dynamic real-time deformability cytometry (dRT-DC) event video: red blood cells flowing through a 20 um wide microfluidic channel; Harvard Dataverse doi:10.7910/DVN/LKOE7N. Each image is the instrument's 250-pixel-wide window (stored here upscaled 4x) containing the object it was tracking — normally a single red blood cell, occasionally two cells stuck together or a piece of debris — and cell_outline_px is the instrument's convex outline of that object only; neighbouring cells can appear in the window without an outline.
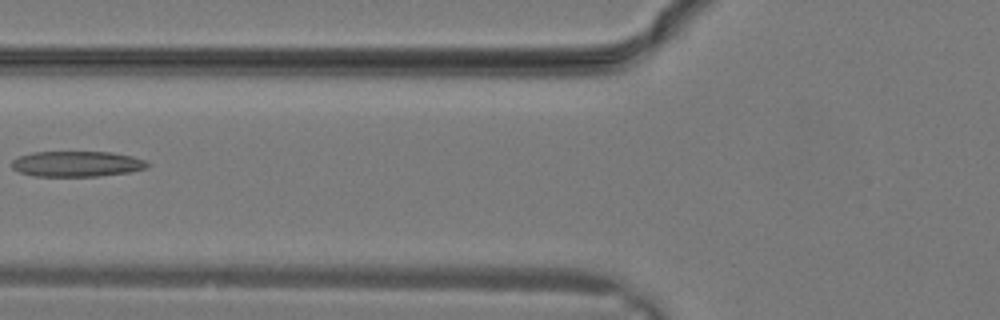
{"species": "common noctule bat (a hibernating species)", "species_latin": "Nyctalus noctula", "temperature_condition": "warm", "stored_images_in_passage": 28, "camera_frame_rate_fps": 3000, "um_per_image_px": 0.085, "animal": {"sex": "male", "body_mass_g": 19.2, "forearm_length_mm": 51.8}, "frame": {"image": 1, "passage_image": 9, "time_ms": 2.667, "image_size_px": [1000, 320], "cell_outline_px": [[152, 164], [148, 168], [132, 172], [100, 176], [32, 176], [20, 172], [12, 168], [12, 160], [20, 156], [36, 152], [112, 152], [132, 156], [144, 160]], "centroid_in_image_um": [6.59, 13.94], "position_along_channel_um": 119.2, "area_um2": 20.35}}
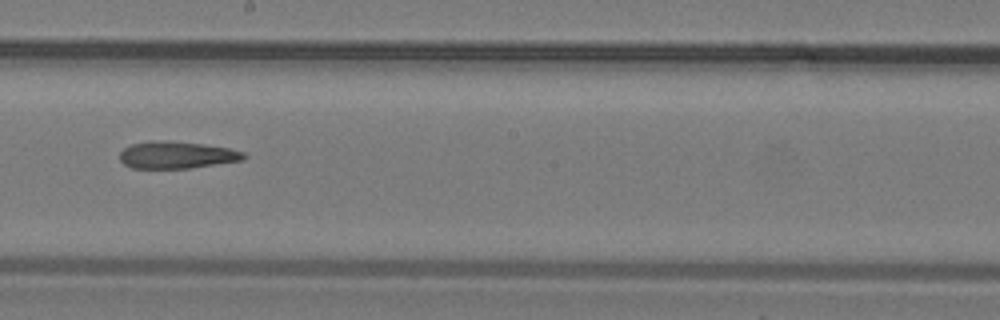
{"frame": {"image": 2, "passage_image": 14, "time_ms": 4.333, "image_size_px": [1000, 320], "cell_outline_px": [[248, 156], [244, 160], [188, 168], [132, 168], [124, 164], [120, 160], [120, 152], [124, 148], [132, 144], [160, 140], [204, 144], [228, 148], [244, 152]], "centroid_in_image_um": [15.04, 13.18], "position_along_channel_um": 233.2, "area_um2": 19.42}}
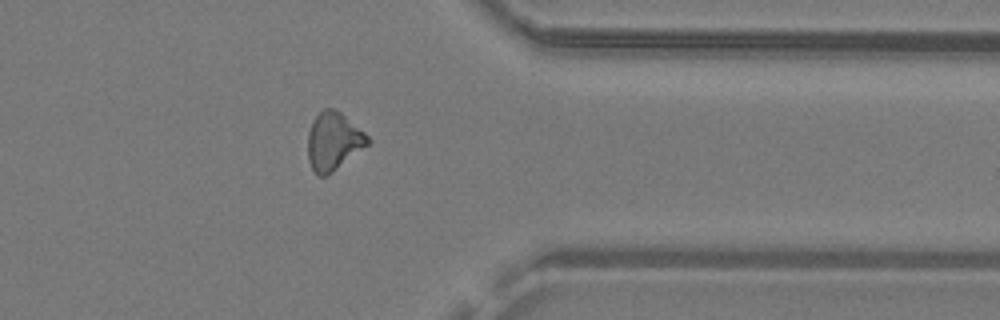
{"frame": {"image": 3, "passage_image": 21, "time_ms": 6.667, "image_size_px": [1000, 320], "cell_outline_px": [[372, 140], [368, 144], [332, 172], [324, 176], [316, 176], [308, 160], [308, 132], [312, 120], [324, 108], [336, 108], [364, 132]], "centroid_in_image_um": [28.32, 11.99], "position_along_channel_um": 383.1, "area_um2": 20.11}}